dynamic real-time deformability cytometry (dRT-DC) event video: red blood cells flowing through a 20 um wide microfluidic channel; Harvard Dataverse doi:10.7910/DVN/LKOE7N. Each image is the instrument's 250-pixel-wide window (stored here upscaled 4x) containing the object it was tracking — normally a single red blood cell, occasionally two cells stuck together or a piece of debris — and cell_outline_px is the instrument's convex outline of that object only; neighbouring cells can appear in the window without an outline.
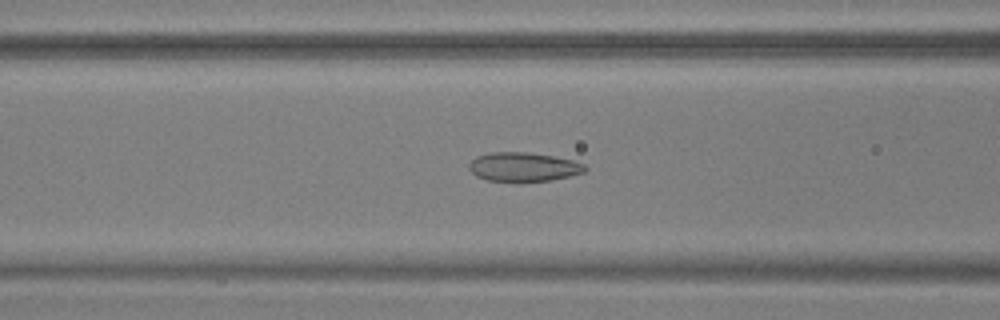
{"species": "common noctule bat (a hibernating species)", "species_latin": "Nyctalus noctula", "temperature_condition": "warm", "stored_images_in_passage": 56, "camera_frame_rate_fps": 3000, "um_per_image_px": 0.085, "animal": {"sex": "male", "body_mass_g": 17.9, "forearm_length_mm": 54.2}, "frame": {"image": 1, "passage_image": 23, "time_ms": 7.333, "image_size_px": [1000, 320], "cell_outline_px": [[588, 168], [584, 172], [552, 180], [488, 180], [476, 176], [468, 168], [468, 164], [476, 156], [492, 152], [524, 152], [556, 156], [572, 160], [584, 164]], "centroid_in_image_um": [44.49, 14.16], "position_along_channel_um": 122.1, "area_um2": 19.31}}
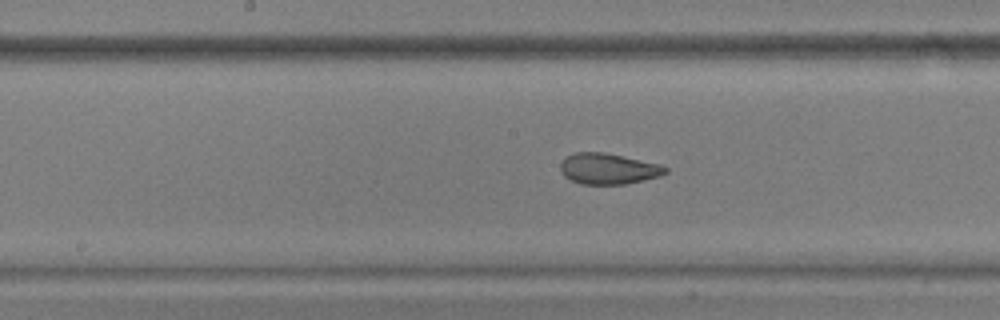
{"frame": {"image": 2, "passage_image": 29, "time_ms": 9.333, "image_size_px": [1000, 320], "cell_outline_px": [[668, 172], [660, 176], [624, 184], [580, 184], [564, 176], [560, 172], [560, 164], [568, 156], [576, 152], [604, 152], [660, 164], [668, 168]], "centroid_in_image_um": [51.7, 14.34], "position_along_channel_um": 196.5, "area_um2": 18.79}}
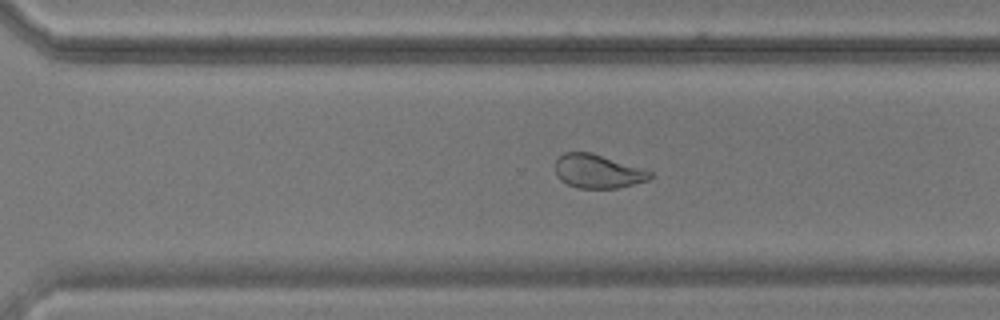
{"frame": {"image": 3, "passage_image": 39, "time_ms": 12.667, "image_size_px": [1000, 320], "cell_outline_px": [[652, 176], [648, 180], [616, 188], [580, 188], [568, 184], [560, 180], [556, 176], [556, 160], [564, 152], [592, 152], [652, 172]], "centroid_in_image_um": [50.78, 14.56], "position_along_channel_um": 319.8, "area_um2": 18.38}, "authors_computed_cell_mechanics": {"area_um2": 22.1952, "velocity_mm_per_s": 3.7111, "shape_relaxation_time_tau1_ms": 5.6536, "shape_relaxation_time_tau2_ms": 1.3509, "deformation_change_tau1": 0.1548, "deformation_change_tau2": 0.0667}}